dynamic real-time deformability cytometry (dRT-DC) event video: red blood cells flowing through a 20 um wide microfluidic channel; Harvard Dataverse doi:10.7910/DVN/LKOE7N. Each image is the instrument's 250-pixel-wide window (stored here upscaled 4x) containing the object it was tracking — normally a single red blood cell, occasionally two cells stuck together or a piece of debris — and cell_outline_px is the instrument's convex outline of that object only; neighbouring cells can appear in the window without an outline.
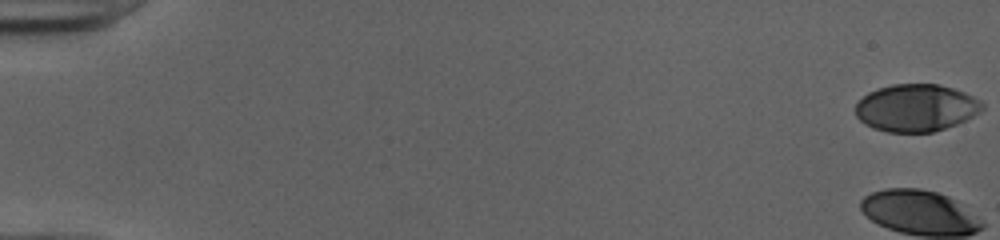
{"species": "human", "species_latin": "Homo sapiens", "temperature_condition": "cold", "stored_images_in_passage": 49, "camera_frame_rate_fps": 3000, "um_per_image_px": 0.085, "donor": {"sex": "female"}, "frame": {"image": 1, "passage_image": 1, "time_ms": 0.0, "image_size_px": [1000, 240], "cell_outline_px": [[984, 108], [972, 116], [956, 124], [932, 132], [888, 132], [872, 128], [864, 124], [856, 116], [856, 104], [868, 92], [876, 88], [892, 84], [940, 84], [964, 92], [980, 100], [984, 104]], "centroid_in_image_um": [77.84, 9.16], "position_along_channel_um": 7.2, "area_um2": 34.91}}